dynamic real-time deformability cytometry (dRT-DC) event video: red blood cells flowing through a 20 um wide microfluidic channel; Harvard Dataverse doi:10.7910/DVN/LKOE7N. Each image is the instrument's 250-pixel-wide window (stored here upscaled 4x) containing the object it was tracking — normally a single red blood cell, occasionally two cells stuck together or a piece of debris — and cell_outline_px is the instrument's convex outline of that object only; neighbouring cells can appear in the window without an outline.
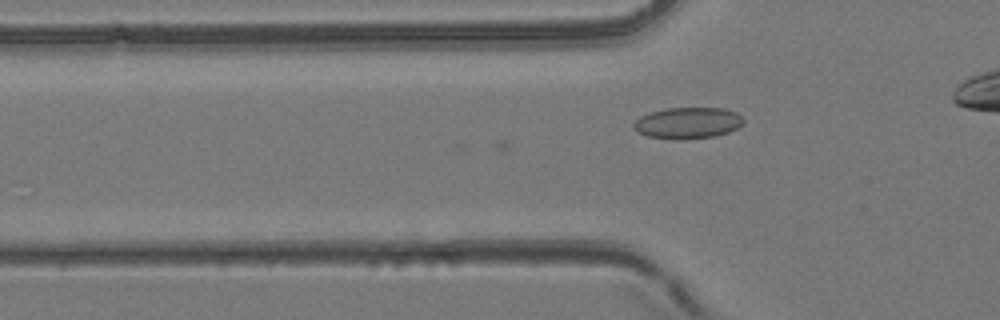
{"species": "common noctule bat (a hibernating species)", "species_latin": "Nyctalus noctula", "temperature_condition": "room temperature", "stored_images_in_passage": 3, "camera_frame_rate_fps": 3000, "um_per_image_px": 0.085, "animal": {"sex": "female", "body_mass_g": 24.6, "forearm_length_mm": 56.2}, "frame": {"image": 1, "passage_image": 3, "time_ms": 0.667, "image_size_px": [1000, 320], "cell_outline_px": [[744, 124], [728, 132], [716, 136], [680, 140], [648, 136], [636, 132], [632, 128], [632, 124], [640, 116], [648, 112], [668, 108], [724, 108], [736, 112], [744, 120]], "centroid_in_image_um": [58.43, 10.45], "position_along_channel_um": 67.4, "area_um2": 20.23}}